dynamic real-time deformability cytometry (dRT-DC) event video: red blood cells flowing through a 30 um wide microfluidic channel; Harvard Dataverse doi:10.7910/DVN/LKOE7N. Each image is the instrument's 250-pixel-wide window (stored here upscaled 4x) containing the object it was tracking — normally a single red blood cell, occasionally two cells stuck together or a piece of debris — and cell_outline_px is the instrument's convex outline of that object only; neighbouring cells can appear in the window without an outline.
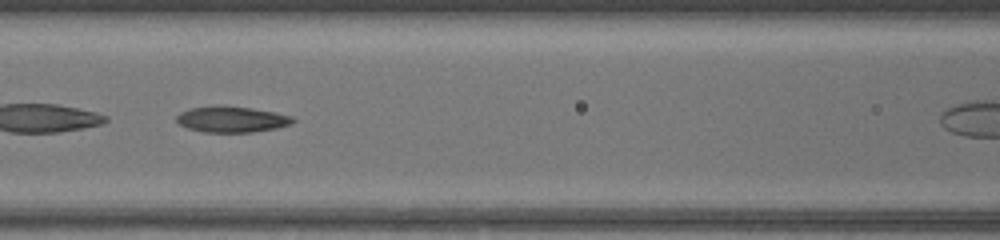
{"species": "common noctule bat (a hibernating species)", "species_latin": "Nyctalus noctula", "temperature_condition": "warm", "stored_images_in_passage": 31, "camera_frame_rate_fps": 3000, "um_per_image_px": 0.085, "animal": {"sex": "female", "body_mass_g": 17.0, "forearm_length_mm": 48.0}, "frame": {"image": 1, "passage_image": 10, "time_ms": 3.0, "image_size_px": [1000, 240], "cell_outline_px": [[296, 120], [292, 124], [276, 128], [252, 132], [204, 132], [188, 128], [180, 124], [176, 120], [176, 116], [180, 112], [192, 108], [216, 104], [220, 104], [252, 108], [292, 116]], "centroid_in_image_um": [19.69, 10.13], "position_along_channel_um": 146.9, "area_um2": 17.74}}
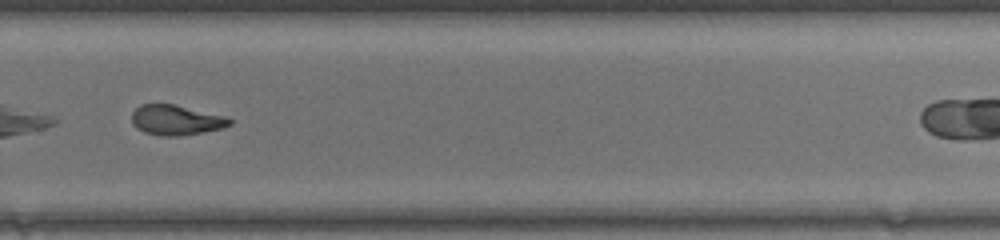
{"frame": {"image": 2, "passage_image": 22, "time_ms": 7.0, "image_size_px": [1000, 240], "cell_outline_px": [[232, 124], [224, 128], [176, 136], [160, 136], [144, 132], [136, 128], [132, 124], [132, 112], [140, 104], [172, 104], [224, 116], [232, 120]], "centroid_in_image_um": [14.93, 10.21], "position_along_channel_um": 314.9, "area_um2": 16.99}}